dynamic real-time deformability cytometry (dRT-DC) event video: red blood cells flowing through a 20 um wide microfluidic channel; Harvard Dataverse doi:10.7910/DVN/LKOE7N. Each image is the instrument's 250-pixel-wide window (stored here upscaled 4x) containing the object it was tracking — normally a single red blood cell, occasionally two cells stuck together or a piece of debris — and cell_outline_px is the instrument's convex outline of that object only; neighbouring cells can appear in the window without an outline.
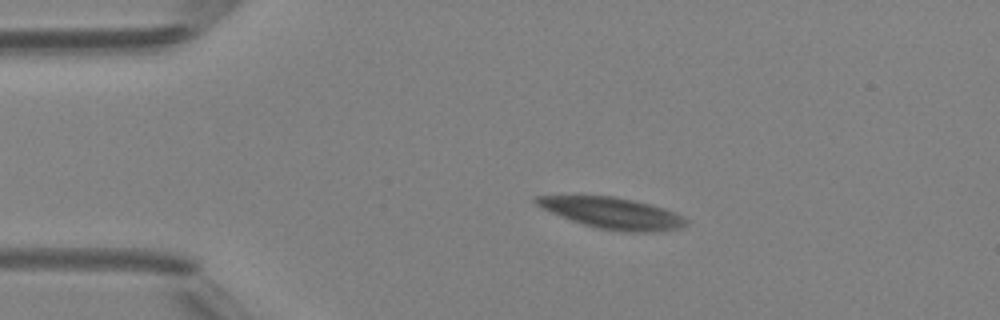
{"species": "Egyptian fruit bat (a non-hibernating species)", "species_latin": "Rousettus aegyptiacus", "temperature_condition": "room temperature", "stored_images_in_passage": 47, "camera_frame_rate_fps": 3000, "um_per_image_px": 0.085, "animal": {"sex": "female"}, "frame": {"image": 1, "passage_image": 3, "time_ms": 0.667, "image_size_px": [1000, 320], "cell_outline_px": [[688, 224], [680, 228], [660, 232], [628, 232], [596, 228], [572, 220], [540, 208], [532, 200], [536, 196], [612, 196], [652, 204], [676, 212], [684, 216], [688, 220]], "centroid_in_image_um": [52.11, 18.12], "position_along_channel_um": 32.9, "area_um2": 27.34}}
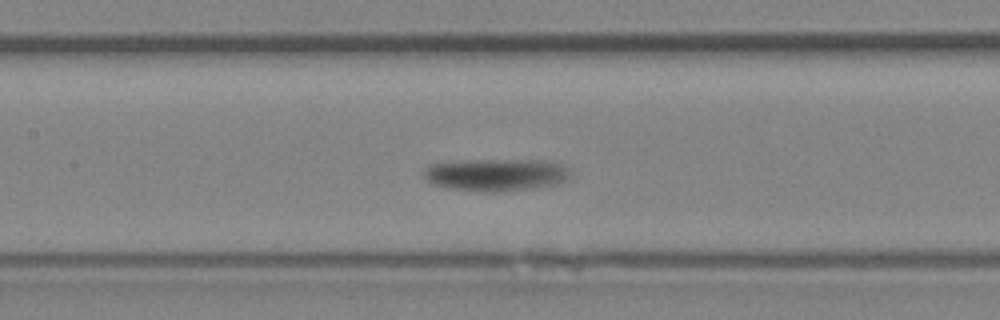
{"frame": {"image": 2, "passage_image": 18, "time_ms": 5.667, "image_size_px": [1000, 320], "cell_outline_px": [[568, 176], [564, 180], [556, 184], [532, 188], [492, 192], [484, 192], [448, 188], [432, 184], [424, 176], [424, 172], [432, 164], [468, 160], [548, 160], [564, 164], [568, 168]], "centroid_in_image_um": [42.18, 14.85], "position_along_channel_um": 165.2, "area_um2": 27.4}}
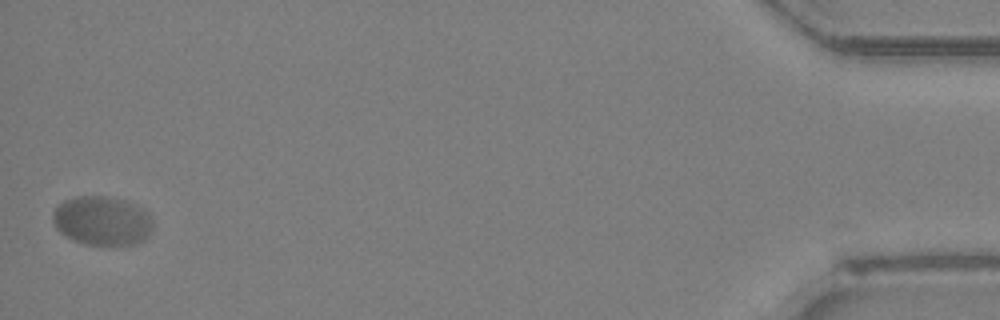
{"frame": {"image": 3, "passage_image": 47, "time_ms": 15.333, "image_size_px": [1000, 320], "cell_outline_px": [[152, 232], [144, 240], [132, 244], [84, 244], [60, 232], [56, 228], [52, 220], [52, 212], [64, 200], [76, 196], [108, 196], [124, 200], [144, 208], [152, 216]], "centroid_in_image_um": [8.71, 18.74], "position_along_channel_um": 426.5, "area_um2": 28.67}, "authors_computed_cell_mechanics": {"area_um2": 27.744, "velocity_mm_per_s": 3.704, "shape_relaxation_time_tau1_ms": 3.5789, "shape_relaxation_time_tau2_ms": null, "deformation_change_tau1": 0.085, "deformation_change_tau2": null}}